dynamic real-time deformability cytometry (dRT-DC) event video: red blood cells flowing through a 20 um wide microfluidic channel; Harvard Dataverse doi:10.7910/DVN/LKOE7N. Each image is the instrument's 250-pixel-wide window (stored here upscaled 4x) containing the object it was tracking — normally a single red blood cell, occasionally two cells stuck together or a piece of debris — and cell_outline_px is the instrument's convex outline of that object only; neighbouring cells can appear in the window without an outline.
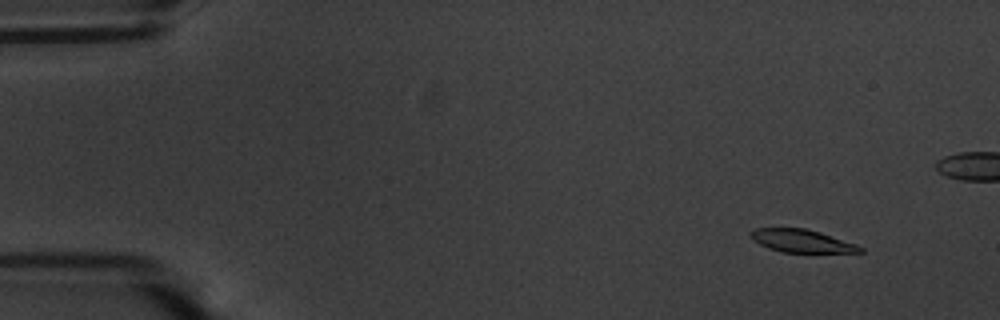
{"species": "common noctule bat (a hibernating species)", "species_latin": "Nyctalus noctula", "temperature_condition": "warm", "stored_images_in_passage": 58, "camera_frame_rate_fps": 3000, "um_per_image_px": 0.085, "animal": {"sex": "male", "body_mass_g": 20.1, "forearm_length_mm": 53.5}, "frame": {"image": 1, "passage_image": 6, "time_ms": 1.667, "image_size_px": [1000, 320], "cell_outline_px": [[864, 252], [784, 252], [768, 248], [752, 240], [748, 236], [748, 232], [756, 228], [804, 228], [820, 232], [856, 244], [864, 248]], "centroid_in_image_um": [68.1, 20.47], "position_along_channel_um": 16.9, "area_um2": 14.57}}
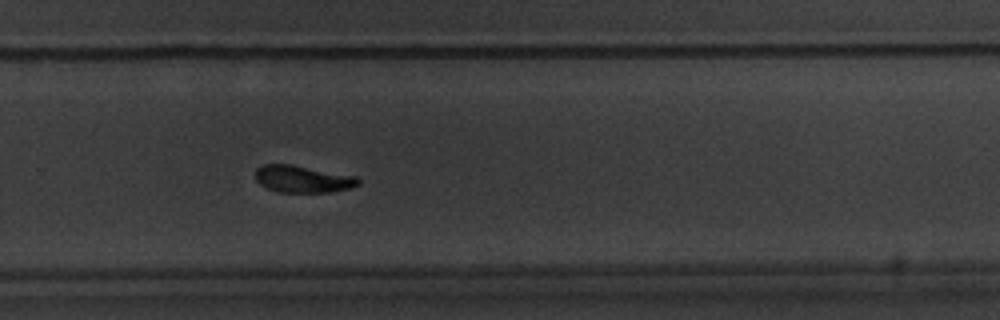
{"frame": {"image": 2, "passage_image": 39, "time_ms": 12.667, "image_size_px": [1000, 320], "cell_outline_px": [[360, 184], [352, 188], [332, 192], [280, 192], [268, 188], [260, 184], [256, 180], [256, 168], [260, 164], [292, 164], [356, 176], [360, 180]], "centroid_in_image_um": [25.75, 15.21], "position_along_channel_um": 304.1, "area_um2": 16.36}}
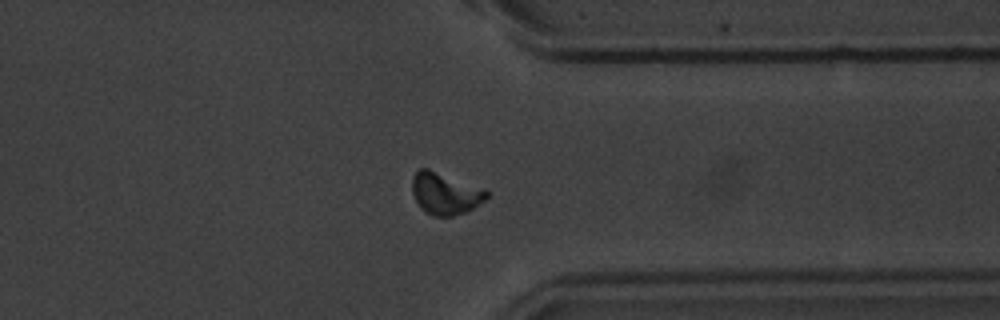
{"frame": {"image": 3, "passage_image": 45, "time_ms": 14.667, "image_size_px": [1000, 320], "cell_outline_px": [[488, 196], [484, 200], [472, 208], [464, 212], [452, 216], [432, 216], [424, 212], [420, 208], [412, 192], [412, 176], [420, 168], [428, 168], [484, 188], [488, 192]], "centroid_in_image_um": [37.81, 16.44], "position_along_channel_um": 373.6, "area_um2": 18.15}, "authors_computed_cell_mechanics": {"area_um2": 16.5886, "velocity_mm_per_s": 3.5887, "shape_relaxation_time_tau1_ms": 2.4168, "shape_relaxation_time_tau2_ms": 3.0339, "deformation_change_tau1": 0.1421, "deformation_change_tau2": 0.0876}}